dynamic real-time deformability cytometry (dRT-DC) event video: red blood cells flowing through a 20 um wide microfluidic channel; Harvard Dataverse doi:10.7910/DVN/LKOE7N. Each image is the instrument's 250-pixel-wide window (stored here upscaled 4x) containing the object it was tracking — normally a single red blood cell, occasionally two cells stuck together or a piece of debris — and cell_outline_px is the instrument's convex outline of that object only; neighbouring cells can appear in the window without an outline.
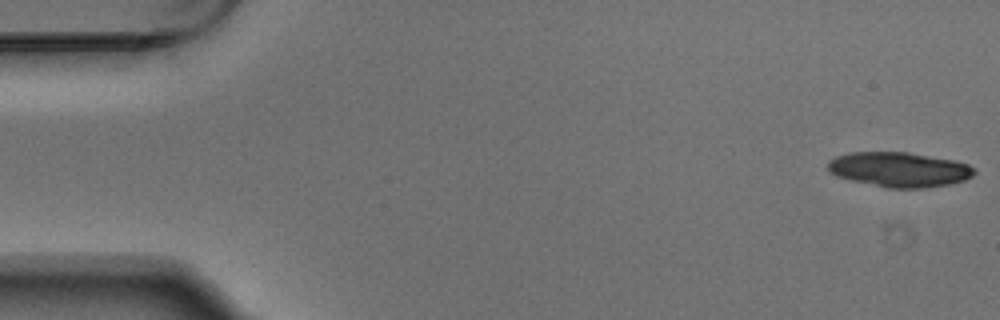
{"species": "Egyptian fruit bat (a non-hibernating species)", "species_latin": "Rousettus aegyptiacus", "temperature_condition": "warm", "stored_images_in_passage": 6, "camera_frame_rate_fps": 3000, "um_per_image_px": 0.085, "animal": {"sex": "male"}, "frame": {"image": 1, "passage_image": 1, "time_ms": 0.0, "image_size_px": [1000, 320], "cell_outline_px": [[976, 172], [972, 176], [964, 180], [948, 184], [924, 188], [888, 188], [852, 180], [836, 176], [828, 172], [828, 160], [836, 156], [848, 152], [908, 152], [956, 160], [968, 164], [976, 168]], "centroid_in_image_um": [76.44, 14.4], "position_along_channel_um": 8.6, "area_um2": 29.88}}
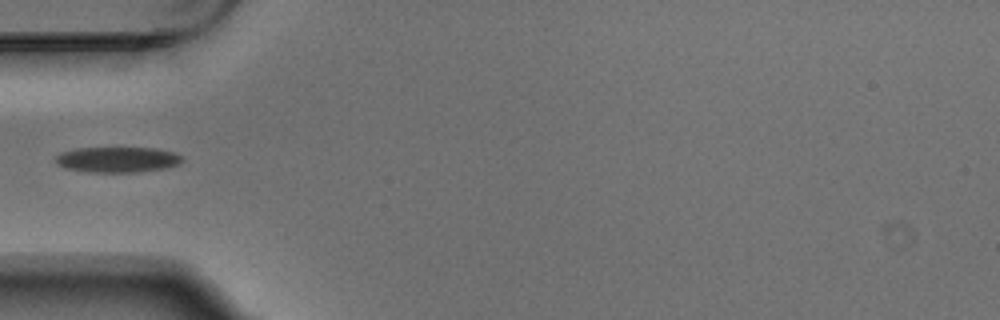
{"frame": {"image": 2, "passage_image": 5, "time_ms": 1.333, "image_size_px": [1000, 320], "cell_outline_px": [[184, 160], [176, 164], [164, 168], [136, 172], [88, 172], [64, 168], [56, 164], [52, 160], [60, 152], [76, 148], [152, 148], [172, 152], [180, 156]], "centroid_in_image_um": [9.87, 13.57], "position_along_channel_um": 75.1, "area_um2": 18.79}}
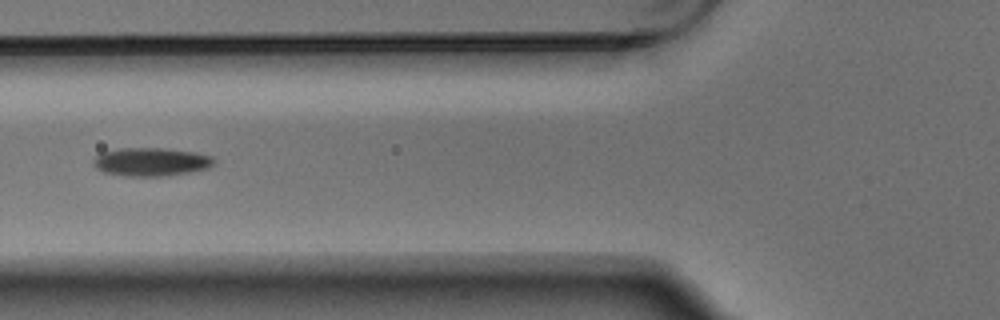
{"frame": {"image": 3, "passage_image": 6, "time_ms": 1.667, "image_size_px": [1000, 320], "cell_outline_px": [[216, 164], [208, 168], [192, 172], [160, 176], [124, 176], [104, 172], [96, 168], [92, 164], [92, 160], [100, 152], [120, 148], [160, 148], [196, 152], [212, 156], [216, 160]], "centroid_in_image_um": [12.85, 13.75], "position_along_channel_um": 113.0, "area_um2": 20.17}}